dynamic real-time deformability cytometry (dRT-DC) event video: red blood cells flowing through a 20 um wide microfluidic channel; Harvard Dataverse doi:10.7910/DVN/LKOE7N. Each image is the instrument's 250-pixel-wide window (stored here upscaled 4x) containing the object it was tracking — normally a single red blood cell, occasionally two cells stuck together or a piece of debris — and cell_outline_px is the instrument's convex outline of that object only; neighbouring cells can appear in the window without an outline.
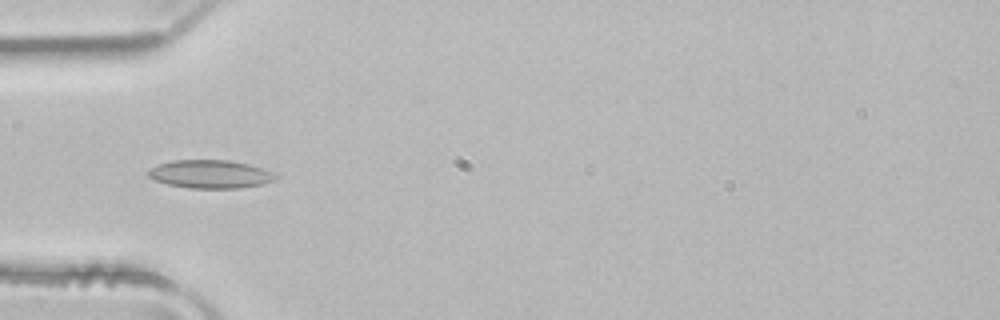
{"species": "common noctule bat (a hibernating species)", "species_latin": "Nyctalus noctula", "temperature_condition": "room temperature", "stored_images_in_passage": 50, "camera_frame_rate_fps": 3000, "um_per_image_px": 0.085, "animal": {"sex": "male", "body_mass_g": 21.5, "forearm_length_mm": 52.0}, "frame": {"image": 1, "passage_image": 15, "time_ms": 4.667, "image_size_px": [1000, 320], "cell_outline_px": [[276, 180], [264, 184], [240, 188], [188, 188], [168, 184], [156, 180], [148, 176], [148, 168], [172, 160], [228, 160], [248, 164], [272, 172], [276, 176]], "centroid_in_image_um": [17.87, 14.8], "position_along_channel_um": 67.1, "area_um2": 20.87}}
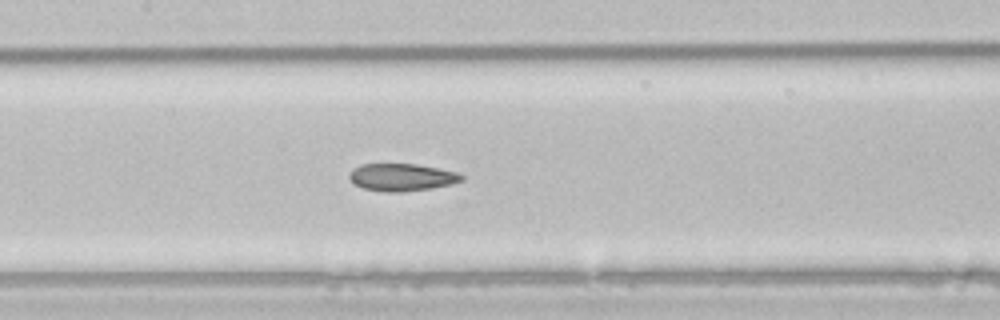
{"frame": {"image": 2, "passage_image": 23, "time_ms": 7.333, "image_size_px": [1000, 320], "cell_outline_px": [[464, 180], [452, 184], [432, 188], [404, 192], [384, 192], [364, 188], [352, 184], [348, 176], [352, 168], [360, 164], [416, 164], [456, 172], [464, 176]], "centroid_in_image_um": [34.11, 15.07], "position_along_channel_um": 173.3, "area_um2": 18.09}}
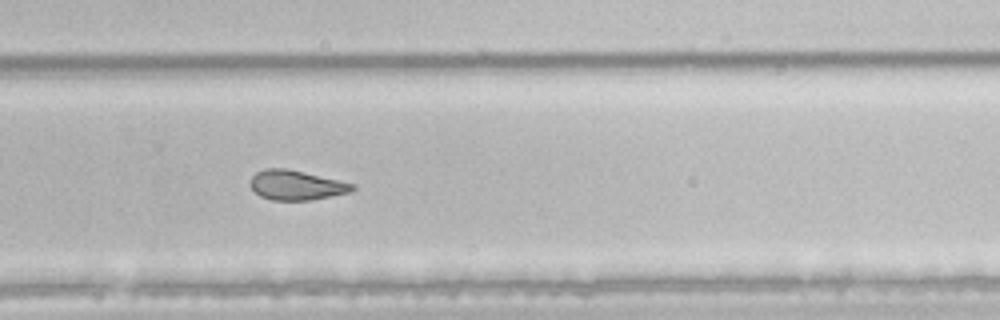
{"frame": {"image": 3, "passage_image": 33, "time_ms": 10.667, "image_size_px": [1000, 320], "cell_outline_px": [[356, 188], [352, 192], [312, 200], [272, 200], [260, 196], [248, 184], [252, 176], [256, 172], [264, 168], [284, 168], [304, 172], [356, 184]], "centroid_in_image_um": [25.19, 15.74], "position_along_channel_um": 304.6, "area_um2": 17.8}, "authors_computed_cell_mechanics": {"area_um2": 20.0277, "velocity_mm_per_s": 3.9639, "shape_relaxation_time_tau1_ms": 8.6168, "shape_relaxation_time_tau2_ms": 2.2051, "deformation_change_tau1": 0.1822, "deformation_change_tau2": 0.0959}}